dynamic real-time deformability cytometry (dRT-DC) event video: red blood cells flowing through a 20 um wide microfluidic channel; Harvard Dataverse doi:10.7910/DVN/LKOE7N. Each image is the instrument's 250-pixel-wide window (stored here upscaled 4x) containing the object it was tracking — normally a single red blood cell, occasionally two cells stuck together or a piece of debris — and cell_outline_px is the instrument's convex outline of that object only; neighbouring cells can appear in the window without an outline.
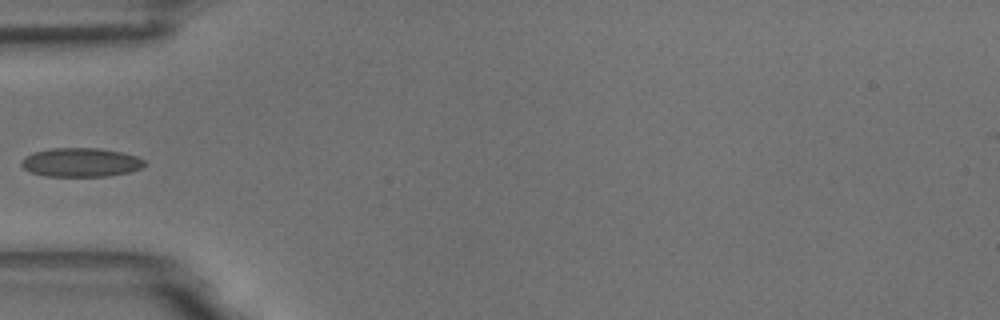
{"species": "common noctule bat (a hibernating species)", "species_latin": "Nyctalus noctula", "temperature_condition": "room temperature", "stored_images_in_passage": 9, "camera_frame_rate_fps": 3000, "um_per_image_px": 0.085, "animal": {"sex": "male", "body_mass_g": 18.8}, "frame": {"image": 1, "passage_image": 6, "time_ms": 6.0, "image_size_px": [1000, 320], "cell_outline_px": [[148, 164], [132, 172], [108, 176], [44, 176], [32, 172], [24, 168], [20, 164], [20, 160], [24, 156], [32, 152], [52, 148], [100, 148], [120, 152], [136, 156], [144, 160]], "centroid_in_image_um": [6.87, 13.8], "position_along_channel_um": 78.1, "area_um2": 20.92}}